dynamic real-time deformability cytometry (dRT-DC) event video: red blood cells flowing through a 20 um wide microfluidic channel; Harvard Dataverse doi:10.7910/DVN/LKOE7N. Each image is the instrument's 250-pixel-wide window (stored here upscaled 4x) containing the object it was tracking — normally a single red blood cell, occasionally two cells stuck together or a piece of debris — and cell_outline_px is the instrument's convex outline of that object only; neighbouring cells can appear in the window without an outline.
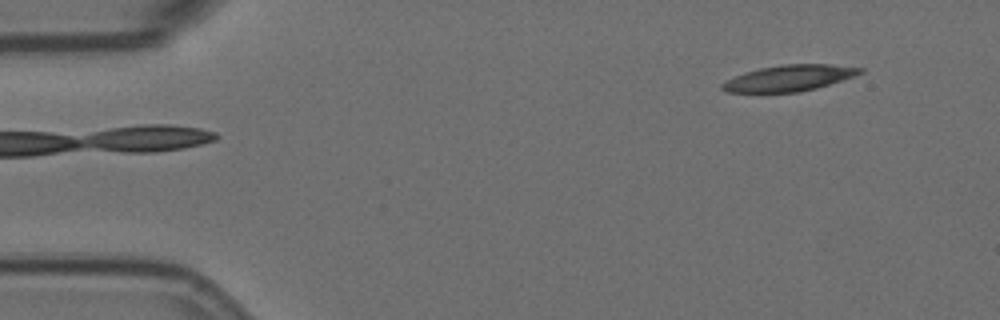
{"species": "Egyptian fruit bat (a non-hibernating species)", "species_latin": "Rousettus aegyptiacus", "temperature_condition": "room temperature", "stored_images_in_passage": 2, "segment_of_instrument_passage": [2, 2], "camera_frame_rate_fps": 3000, "um_per_image_px": 0.085, "animal": {"sex": "female"}, "frame": {"image": 1, "passage_image": 2, "time_ms": 0.333, "image_size_px": [1000, 320], "cell_outline_px": [[864, 72], [856, 76], [816, 88], [800, 92], [728, 92], [720, 88], [720, 84], [744, 72], [760, 68], [780, 64], [828, 64], [864, 68]], "centroid_in_image_um": [67.11, 6.63], "position_along_channel_um": 17.9, "area_um2": 20.92}}